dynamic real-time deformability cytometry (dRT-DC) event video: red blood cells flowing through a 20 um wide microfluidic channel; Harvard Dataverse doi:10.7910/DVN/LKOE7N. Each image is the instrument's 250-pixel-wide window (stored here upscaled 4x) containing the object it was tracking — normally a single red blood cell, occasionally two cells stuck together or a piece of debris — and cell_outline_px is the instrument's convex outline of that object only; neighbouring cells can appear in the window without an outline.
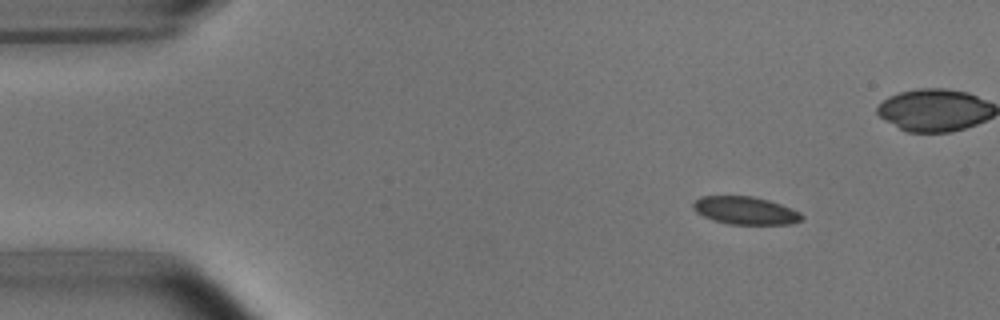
{"species": "common noctule bat (a hibernating species)", "species_latin": "Nyctalus noctula", "temperature_condition": "room temperature", "stored_images_in_passage": 4, "segment_of_instrument_passage": [1, 2], "camera_frame_rate_fps": 3000, "um_per_image_px": 0.085, "animal": {"sex": "male", "body_mass_g": 15.6}, "frame": {"image": 1, "passage_image": 1, "time_ms": 0.0, "image_size_px": [1000, 320], "cell_outline_px": [[804, 220], [792, 224], [728, 224], [704, 216], [696, 212], [692, 208], [692, 204], [700, 196], [752, 196], [768, 200], [780, 204], [800, 212], [804, 216]], "centroid_in_image_um": [63.38, 17.89], "position_along_channel_um": 21.6, "area_um2": 17.57}}